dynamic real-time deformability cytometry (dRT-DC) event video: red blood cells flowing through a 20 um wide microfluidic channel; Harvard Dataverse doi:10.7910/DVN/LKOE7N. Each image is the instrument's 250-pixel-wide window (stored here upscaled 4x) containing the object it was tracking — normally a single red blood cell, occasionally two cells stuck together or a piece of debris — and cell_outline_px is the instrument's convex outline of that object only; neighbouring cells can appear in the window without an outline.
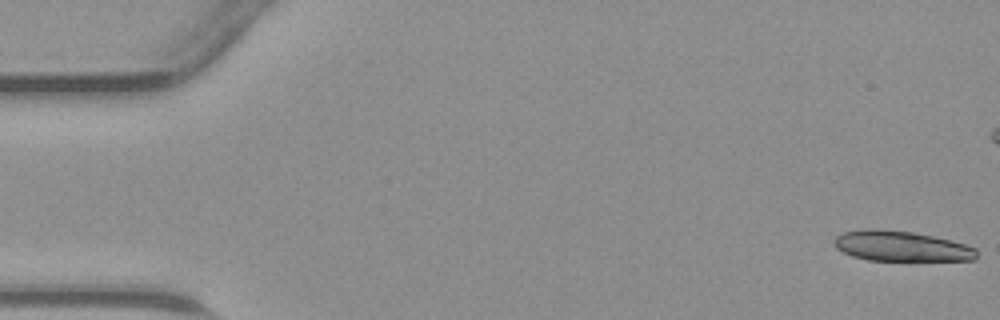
{"species": "common noctule bat (a hibernating species)", "species_latin": "Nyctalus noctula", "temperature_condition": "warm", "stored_images_in_passage": 22, "camera_frame_rate_fps": 3000, "um_per_image_px": 0.085, "animal": {"sex": "male", "body_mass_g": 23.1, "forearm_length_mm": 52.7}, "frame": {"image": 1, "passage_image": 1, "time_ms": 0.0, "image_size_px": [1000, 320], "cell_outline_px": [[976, 260], [868, 260], [852, 256], [836, 248], [832, 244], [832, 240], [836, 236], [844, 232], [864, 228], [872, 228], [912, 232], [932, 236], [964, 244], [976, 248]], "centroid_in_image_um": [76.53, 20.92], "position_along_channel_um": 8.5, "area_um2": 25.03}}